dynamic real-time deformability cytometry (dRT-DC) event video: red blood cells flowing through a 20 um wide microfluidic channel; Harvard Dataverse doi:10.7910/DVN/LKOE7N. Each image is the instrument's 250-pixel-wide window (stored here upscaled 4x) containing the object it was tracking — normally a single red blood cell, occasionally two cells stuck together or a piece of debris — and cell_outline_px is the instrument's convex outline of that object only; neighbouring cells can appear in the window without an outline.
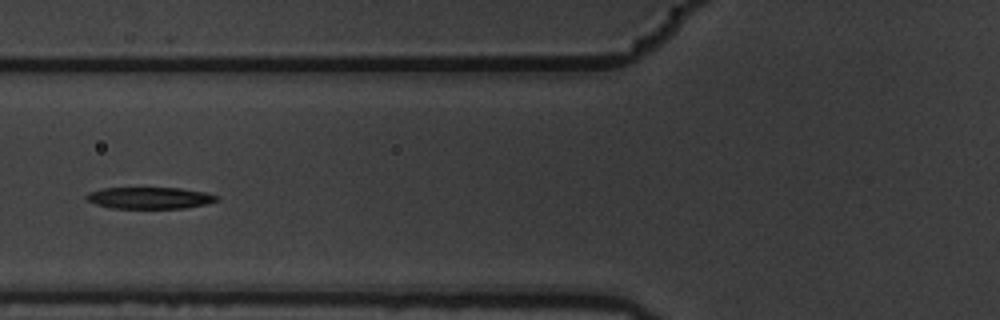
{"species": "common noctule bat (a hibernating species)", "species_latin": "Nyctalus noctula", "temperature_condition": "warm", "stored_images_in_passage": 10, "camera_frame_rate_fps": 3000, "um_per_image_px": 0.085, "animal": {"sex": "male", "body_mass_g": 19.5, "forearm_length_mm": 54.6}, "frame": {"image": 1, "passage_image": 6, "time_ms": 1.667, "image_size_px": [1000, 320], "cell_outline_px": [[220, 196], [216, 200], [208, 204], [184, 208], [112, 208], [96, 204], [88, 200], [84, 196], [88, 192], [104, 188], [180, 188], [204, 192]], "centroid_in_image_um": [12.73, 16.82], "position_along_channel_um": 113.1, "area_um2": 16.36}}
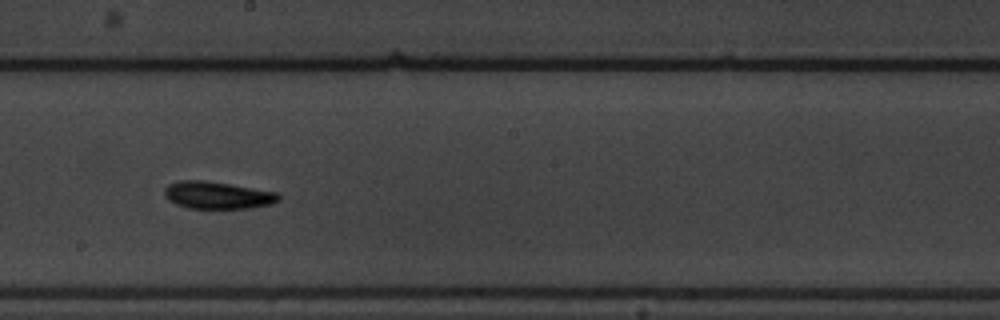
{"frame": {"image": 2, "passage_image": 9, "time_ms": 2.667, "image_size_px": [1000, 320], "cell_outline_px": [[280, 200], [272, 204], [252, 208], [188, 208], [176, 204], [168, 200], [164, 196], [164, 188], [168, 184], [180, 180], [204, 180], [232, 184], [276, 192], [280, 196]], "centroid_in_image_um": [18.47, 16.59], "position_along_channel_um": 229.7, "area_um2": 18.32}}
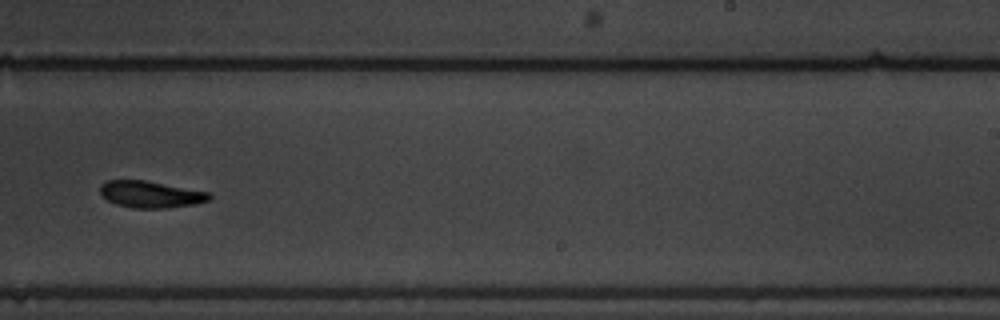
{"frame": {"image": 3, "passage_image": 10, "time_ms": 3.0, "image_size_px": [1000, 320], "cell_outline_px": [[212, 196], [208, 200], [192, 204], [164, 208], [132, 208], [116, 204], [100, 196], [100, 184], [108, 180], [144, 180], [208, 192]], "centroid_in_image_um": [12.73, 16.51], "position_along_channel_um": 276.3, "area_um2": 16.82}}